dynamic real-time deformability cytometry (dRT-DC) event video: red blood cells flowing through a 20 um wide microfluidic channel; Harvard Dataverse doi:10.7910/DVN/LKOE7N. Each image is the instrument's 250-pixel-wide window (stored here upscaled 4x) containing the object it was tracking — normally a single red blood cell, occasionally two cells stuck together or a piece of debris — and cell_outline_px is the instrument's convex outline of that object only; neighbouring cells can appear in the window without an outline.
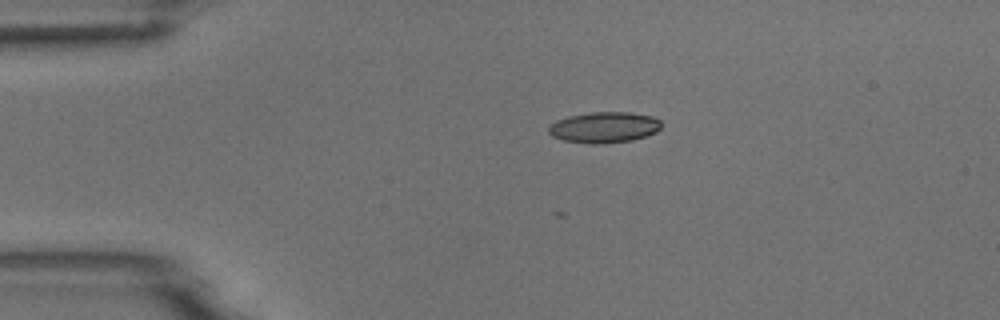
{"species": "common noctule bat (a hibernating species)", "species_latin": "Nyctalus noctula", "temperature_condition": "room temperature", "stored_images_in_passage": 4, "camera_frame_rate_fps": 3000, "um_per_image_px": 0.085, "animal": {"sex": "male", "body_mass_g": 18.8}, "frame": {"image": 1, "passage_image": 3, "time_ms": 2.333, "image_size_px": [1000, 320], "cell_outline_px": [[660, 128], [656, 132], [632, 140], [604, 144], [592, 144], [564, 140], [552, 136], [548, 132], [548, 128], [556, 120], [568, 116], [592, 112], [628, 112], [652, 116], [660, 120]], "centroid_in_image_um": [51.34, 10.82], "position_along_channel_um": 33.7, "area_um2": 20.23}}